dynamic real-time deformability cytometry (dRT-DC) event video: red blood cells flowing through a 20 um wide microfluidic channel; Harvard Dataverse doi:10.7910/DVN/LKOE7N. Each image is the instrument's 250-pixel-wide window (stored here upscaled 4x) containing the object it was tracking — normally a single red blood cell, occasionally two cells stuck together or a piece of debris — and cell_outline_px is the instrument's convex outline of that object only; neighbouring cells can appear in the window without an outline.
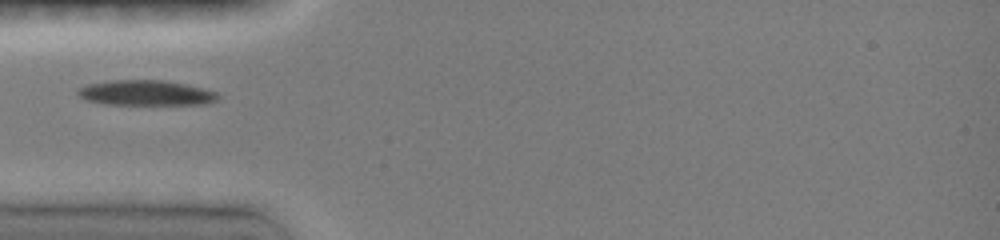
{"species": "common noctule bat (a hibernating species)", "species_latin": "Nyctalus noctula", "temperature_condition": "room temperature", "stored_images_in_passage": 14, "camera_frame_rate_fps": 3000, "um_per_image_px": 0.085, "animal": {"sex": "female", "body_mass_g": 19.0, "forearm_length_mm": 51.5}, "frame": {"image": 1, "passage_image": 1, "time_ms": 0.0, "image_size_px": [1000, 240], "cell_outline_px": [[220, 96], [216, 100], [208, 104], [104, 104], [88, 100], [80, 96], [76, 92], [80, 88], [88, 84], [112, 80], [164, 80], [184, 84], [216, 92]], "centroid_in_image_um": [12.4, 7.89], "position_along_channel_um": 72.6, "area_um2": 20.29}}
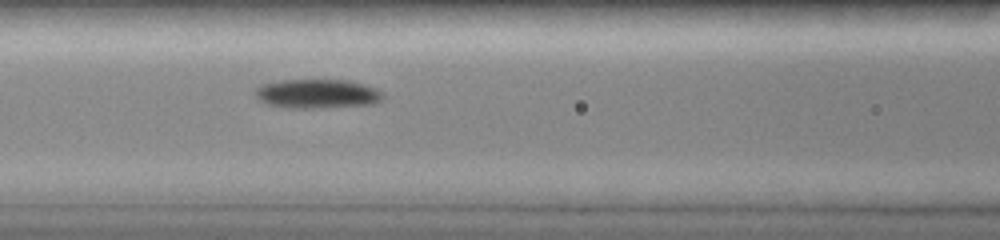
{"frame": {"image": 2, "passage_image": 10, "time_ms": 1.667, "image_size_px": [1000, 240], "cell_outline_px": [[384, 100], [376, 104], [316, 108], [288, 108], [264, 104], [256, 96], [256, 88], [260, 84], [280, 80], [348, 80], [364, 84], [376, 88], [384, 92]], "centroid_in_image_um": [27.0, 7.97], "position_along_channel_um": 139.6, "area_um2": 22.08}}